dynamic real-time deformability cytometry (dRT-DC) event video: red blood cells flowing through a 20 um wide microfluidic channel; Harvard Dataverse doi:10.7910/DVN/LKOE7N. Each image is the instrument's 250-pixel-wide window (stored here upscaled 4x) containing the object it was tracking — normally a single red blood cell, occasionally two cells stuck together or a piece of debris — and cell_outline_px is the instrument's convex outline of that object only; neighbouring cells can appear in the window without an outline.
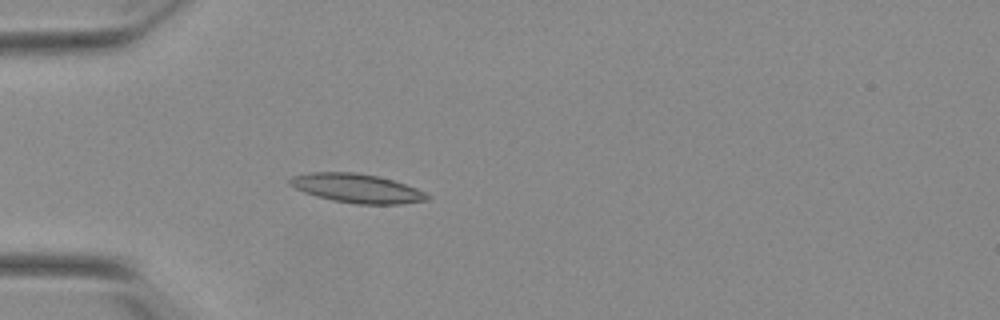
{"species": "Egyptian fruit bat (a non-hibernating species)", "species_latin": "Rousettus aegyptiacus", "temperature_condition": "warm", "stored_images_in_passage": 38, "camera_frame_rate_fps": 3000, "um_per_image_px": 0.085, "animal": {"sex": "female"}, "frame": {"image": 1, "passage_image": 8, "time_ms": 2.333, "image_size_px": [1000, 320], "cell_outline_px": [[432, 196], [428, 200], [400, 204], [356, 204], [332, 200], [304, 192], [288, 184], [288, 180], [292, 176], [312, 172], [352, 172], [376, 176], [392, 180], [416, 188]], "centroid_in_image_um": [30.34, 16.01], "position_along_channel_um": 54.7, "area_um2": 23.0}}
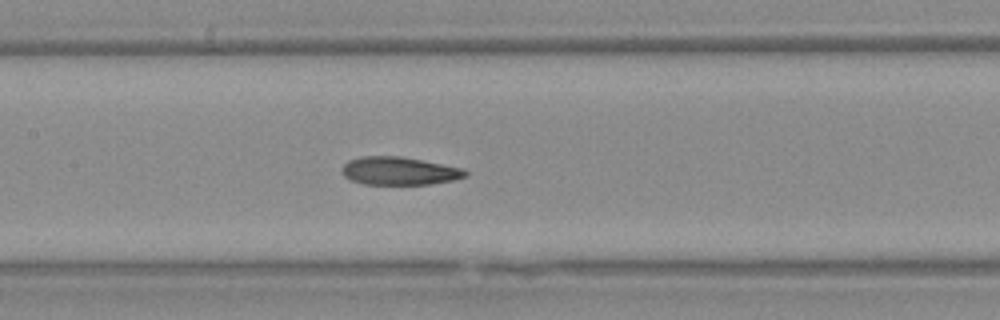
{"frame": {"image": 2, "passage_image": 18, "time_ms": 5.667, "image_size_px": [1000, 320], "cell_outline_px": [[468, 176], [456, 180], [428, 184], [364, 184], [352, 180], [344, 176], [340, 168], [348, 160], [360, 156], [400, 156], [464, 168], [468, 172]], "centroid_in_image_um": [33.95, 14.52], "position_along_channel_um": 173.5, "area_um2": 20.29}}
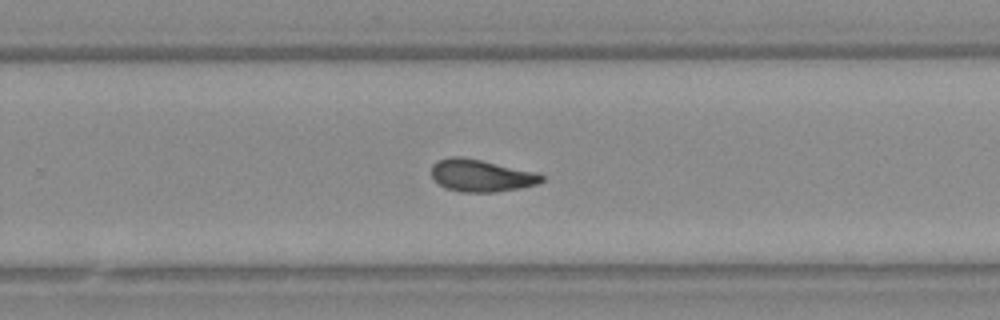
{"frame": {"image": 3, "passage_image": 27, "time_ms": 8.667, "image_size_px": [1000, 320], "cell_outline_px": [[544, 180], [536, 184], [520, 188], [496, 192], [460, 192], [448, 188], [432, 180], [432, 164], [436, 160], [452, 156], [460, 156], [540, 172], [544, 176]], "centroid_in_image_um": [40.91, 14.91], "position_along_channel_um": 288.9, "area_um2": 20.87}, "authors_computed_cell_mechanics": {"area_um2": 21.097, "velocity_mm_per_s": 3.8647, "shape_relaxation_time_tau1_ms": 3.9518, "shape_relaxation_time_tau2_ms": 2.5166, "deformation_change_tau1": 0.1611, "deformation_change_tau2": 0.101}}